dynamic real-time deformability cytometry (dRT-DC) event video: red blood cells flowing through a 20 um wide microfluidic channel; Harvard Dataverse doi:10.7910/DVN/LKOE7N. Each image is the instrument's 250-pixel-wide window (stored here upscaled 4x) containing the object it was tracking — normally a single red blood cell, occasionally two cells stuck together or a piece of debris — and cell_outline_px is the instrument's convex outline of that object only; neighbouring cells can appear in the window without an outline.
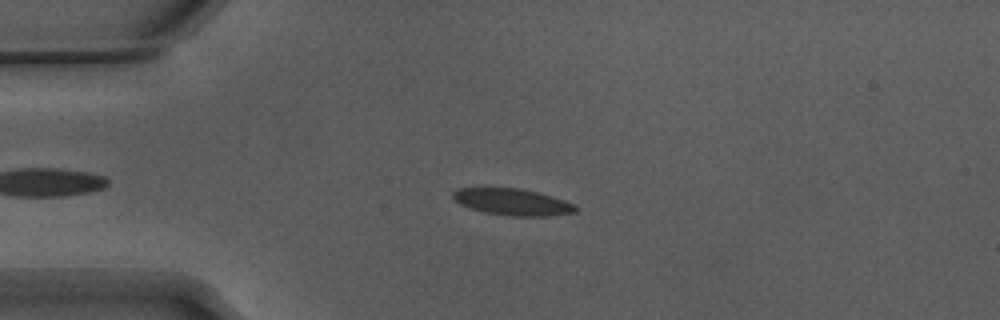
{"species": "Egyptian fruit bat (a non-hibernating species)", "species_latin": "Rousettus aegyptiacus", "temperature_condition": "warm", "stored_images_in_passage": 41, "camera_frame_rate_fps": 3000, "um_per_image_px": 0.085, "animal": {"sex": "male"}, "frame": {"image": 1, "passage_image": 11, "time_ms": 3.333, "image_size_px": [1000, 320], "cell_outline_px": [[580, 208], [576, 212], [548, 216], [508, 216], [484, 212], [468, 208], [460, 204], [452, 196], [452, 192], [460, 188], [516, 188], [536, 192], [552, 196], [564, 200]], "centroid_in_image_um": [43.56, 17.18], "position_along_channel_um": 41.4, "area_um2": 18.96}}
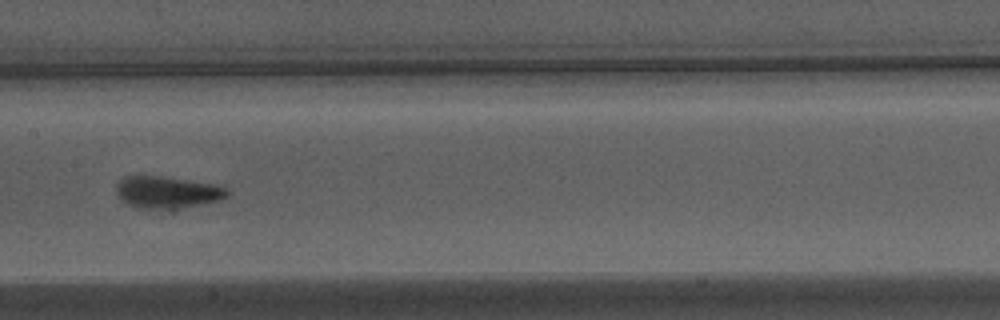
{"frame": {"image": 2, "passage_image": 25, "time_ms": 8.0, "image_size_px": [1000, 320], "cell_outline_px": [[228, 196], [220, 200], [172, 212], [136, 208], [120, 200], [116, 192], [116, 184], [124, 176], [136, 172], [216, 184], [228, 188]], "centroid_in_image_um": [14.17, 16.35], "position_along_channel_um": 193.2, "area_um2": 22.25}}
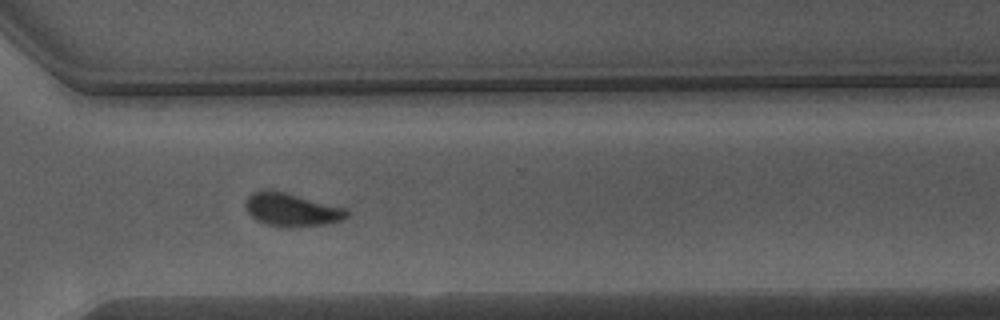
{"frame": {"image": 3, "passage_image": 37, "time_ms": 12.0, "image_size_px": [1000, 320], "cell_outline_px": [[348, 216], [340, 220], [324, 224], [288, 228], [268, 224], [256, 220], [248, 212], [244, 204], [248, 196], [252, 192], [264, 188], [268, 188], [348, 208]], "centroid_in_image_um": [24.76, 17.8], "position_along_channel_um": 345.8, "area_um2": 19.71}, "authors_computed_cell_mechanics": {"area_um2": 19.4786, "velocity_mm_per_s": 3.8173, "shape_relaxation_time_tau1_ms": 3.3775, "shape_relaxation_time_tau2_ms": null, "deformation_change_tau1": 0.1374, "deformation_change_tau2": null}}